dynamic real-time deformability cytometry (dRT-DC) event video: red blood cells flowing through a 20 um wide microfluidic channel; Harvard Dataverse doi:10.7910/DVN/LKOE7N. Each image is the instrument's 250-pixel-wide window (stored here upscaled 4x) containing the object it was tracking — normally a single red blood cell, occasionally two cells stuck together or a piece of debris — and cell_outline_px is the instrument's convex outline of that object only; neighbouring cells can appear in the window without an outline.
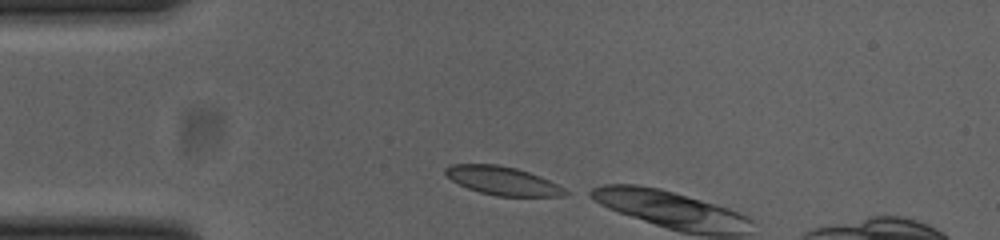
{"species": "common noctule bat (a hibernating species)", "species_latin": "Nyctalus noctula", "temperature_condition": "cold", "stored_images_in_passage": 3, "camera_frame_rate_fps": 3000, "um_per_image_px": 0.085, "animal": {"sex": "female", "body_mass_g": 23.0, "forearm_length_mm": 53.4}, "frame": {"image": 1, "passage_image": 1, "time_ms": 0.0, "image_size_px": [1000, 240], "cell_outline_px": [[572, 192], [568, 196], [496, 196], [480, 192], [468, 188], [452, 180], [444, 172], [444, 168], [452, 164], [496, 164], [516, 168], [540, 176]], "centroid_in_image_um": [42.76, 15.37], "position_along_channel_um": 42.2, "area_um2": 19.83}}